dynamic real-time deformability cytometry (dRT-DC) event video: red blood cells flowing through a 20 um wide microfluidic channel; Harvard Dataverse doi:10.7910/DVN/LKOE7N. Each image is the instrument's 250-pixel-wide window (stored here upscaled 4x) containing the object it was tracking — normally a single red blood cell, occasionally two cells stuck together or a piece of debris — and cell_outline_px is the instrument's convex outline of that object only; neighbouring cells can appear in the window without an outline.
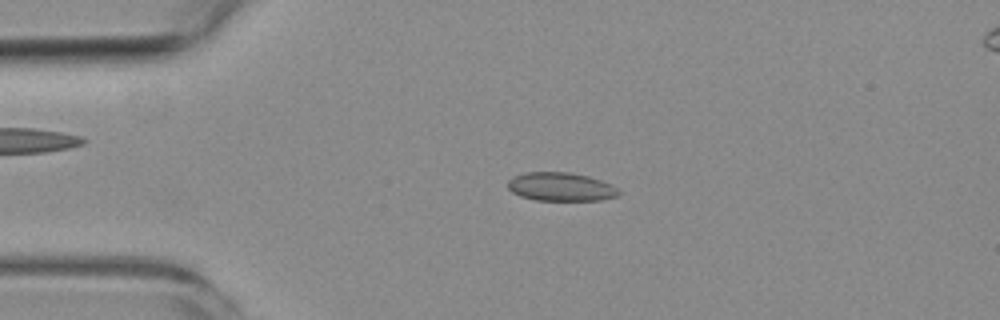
{"species": "common noctule bat (a hibernating species)", "species_latin": "Nyctalus noctula", "temperature_condition": "room temperature", "stored_images_in_passage": 5, "camera_frame_rate_fps": 3000, "um_per_image_px": 0.085, "animal": {"sex": "female", "body_mass_g": 19.3, "forearm_length_mm": 54.1}, "frame": {"image": 1, "passage_image": 3, "time_ms": 2.333, "image_size_px": [1000, 320], "cell_outline_px": [[620, 192], [616, 196], [600, 200], [536, 200], [520, 196], [512, 192], [508, 188], [508, 180], [524, 172], [568, 172], [588, 176], [600, 180], [616, 188]], "centroid_in_image_um": [47.63, 15.87], "position_along_channel_um": 37.4, "area_um2": 18.21}}